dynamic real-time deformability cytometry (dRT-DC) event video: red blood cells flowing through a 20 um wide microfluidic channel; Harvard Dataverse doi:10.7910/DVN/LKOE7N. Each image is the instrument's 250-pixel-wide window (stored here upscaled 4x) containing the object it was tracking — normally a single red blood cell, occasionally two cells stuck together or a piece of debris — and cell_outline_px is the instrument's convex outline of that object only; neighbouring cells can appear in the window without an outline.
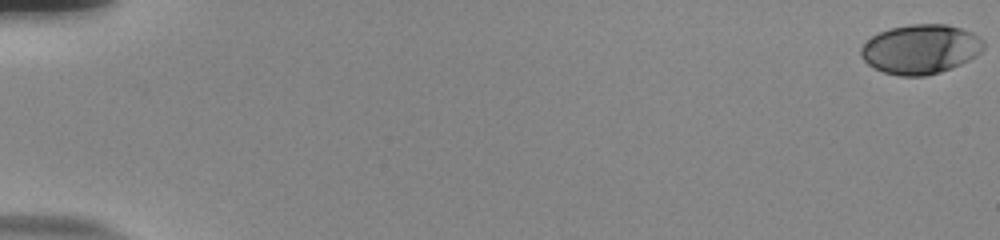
{"species": "human", "species_latin": "Homo sapiens", "temperature_condition": "room temperature", "stored_images_in_passage": 57, "camera_frame_rate_fps": 3000, "um_per_image_px": 0.085, "donor": {"sex": "male"}, "frame": {"image": 1, "passage_image": 1, "time_ms": 0.0, "image_size_px": [1000, 240], "cell_outline_px": [[984, 48], [976, 56], [952, 68], [928, 76], [900, 76], [884, 72], [868, 64], [860, 56], [860, 48], [872, 36], [888, 28], [908, 24], [948, 24], [972, 32], [980, 36], [984, 40]], "centroid_in_image_um": [78.26, 4.17], "position_along_channel_um": 6.7, "area_um2": 35.55}}
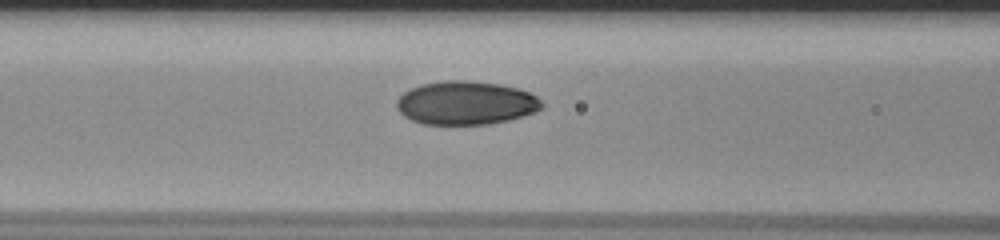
{"frame": {"image": 2, "passage_image": 26, "time_ms": 8.333, "image_size_px": [1000, 240], "cell_outline_px": [[544, 108], [536, 112], [508, 120], [488, 124], [420, 124], [404, 116], [396, 108], [396, 100], [404, 92], [420, 84], [444, 80], [464, 80], [500, 84], [516, 88], [528, 92], [536, 96], [544, 104]], "centroid_in_image_um": [39.59, 8.75], "position_along_channel_um": 127.0, "area_um2": 36.93}}
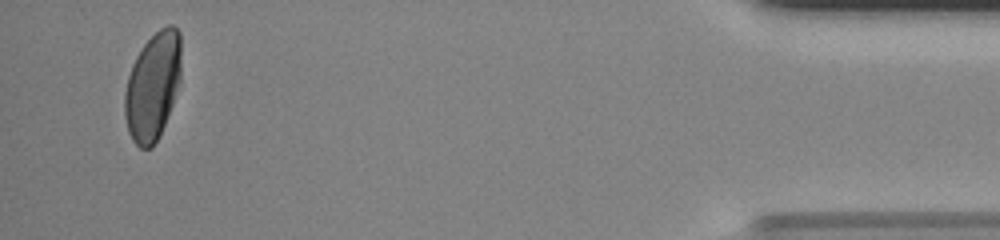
{"frame": {"image": 3, "passage_image": 55, "time_ms": 18.0, "image_size_px": [1000, 240], "cell_outline_px": [[180, 80], [172, 104], [160, 136], [152, 148], [140, 148], [132, 140], [128, 132], [124, 116], [124, 92], [128, 76], [132, 64], [136, 56], [144, 44], [160, 28], [168, 24], [172, 24], [180, 32]], "centroid_in_image_um": [12.97, 7.34], "position_along_channel_um": 422.2, "area_um2": 35.55}, "authors_computed_cell_mechanics": {"area_um2": 35.6626, "velocity_mm_per_s": 3.7573, "shape_relaxation_time_tau1_ms": 4.3389, "shape_relaxation_time_tau2_ms": null, "deformation_change_tau1": 0.1766, "deformation_change_tau2": null}}